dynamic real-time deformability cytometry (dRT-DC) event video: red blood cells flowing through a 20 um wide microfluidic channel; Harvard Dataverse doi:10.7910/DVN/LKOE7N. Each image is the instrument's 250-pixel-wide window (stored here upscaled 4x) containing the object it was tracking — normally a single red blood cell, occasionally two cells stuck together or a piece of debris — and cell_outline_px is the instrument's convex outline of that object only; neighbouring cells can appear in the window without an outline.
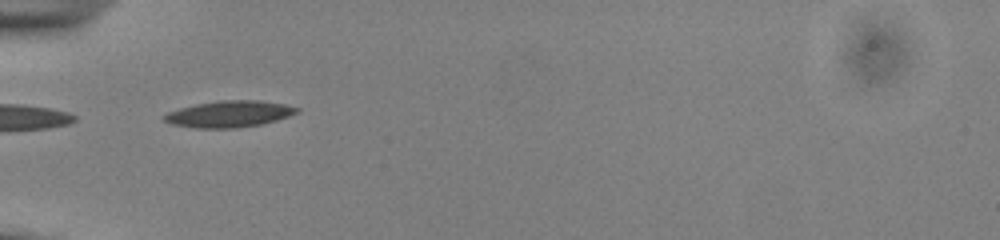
{"species": "common noctule bat (a hibernating species)", "species_latin": "Nyctalus noctula", "temperature_condition": "cold", "stored_images_in_passage": 37, "camera_frame_rate_fps": 3000, "um_per_image_px": 0.085, "animal": {"sex": "male", "body_mass_g": 13.0, "forearm_length_mm": 53.1}, "frame": {"image": 1, "passage_image": 2, "time_ms": 0.333, "image_size_px": [1000, 240], "cell_outline_px": [[300, 112], [276, 120], [260, 124], [236, 128], [196, 128], [172, 124], [164, 120], [160, 116], [168, 112], [180, 108], [196, 104], [220, 100], [260, 100], [284, 104], [300, 108]], "centroid_in_image_um": [19.48, 9.68], "position_along_channel_um": 65.5, "area_um2": 20.46}}
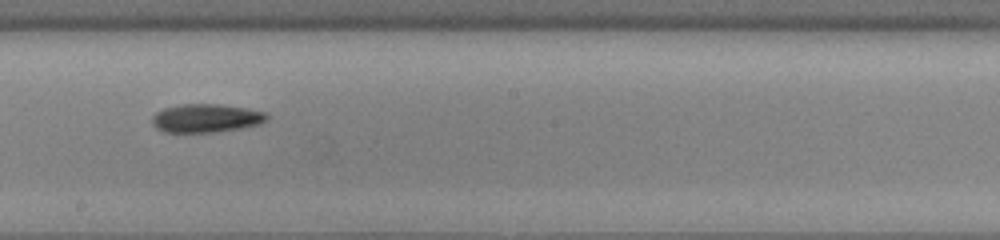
{"frame": {"image": 2, "passage_image": 15, "time_ms": 4.667, "image_size_px": [1000, 240], "cell_outline_px": [[268, 120], [260, 124], [240, 128], [212, 132], [164, 132], [156, 128], [152, 124], [152, 116], [156, 112], [164, 108], [180, 104], [216, 104], [244, 108], [264, 112], [268, 116]], "centroid_in_image_um": [17.48, 10.05], "position_along_channel_um": 230.7, "area_um2": 18.9}}
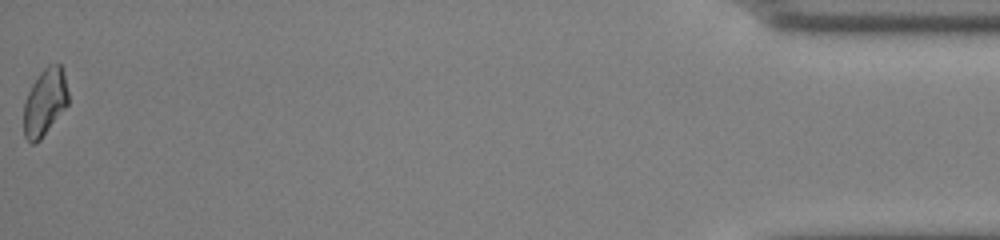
{"frame": {"image": 3, "passage_image": 37, "time_ms": 12.0, "image_size_px": [1000, 240], "cell_outline_px": [[68, 104], [40, 140], [36, 144], [32, 144], [24, 136], [24, 104], [28, 92], [32, 84], [40, 72], [48, 64], [60, 64], [64, 76], [68, 92]], "centroid_in_image_um": [3.8, 8.7], "position_along_channel_um": 431.4, "area_um2": 17.22}, "authors_computed_cell_mechanics": {"area_um2": 18.496, "velocity_mm_per_s": 3.919, "shape_relaxation_time_tau1_ms": 3.3698, "shape_relaxation_time_tau2_ms": null, "deformation_change_tau1": 0.1011, "deformation_change_tau2": null}}